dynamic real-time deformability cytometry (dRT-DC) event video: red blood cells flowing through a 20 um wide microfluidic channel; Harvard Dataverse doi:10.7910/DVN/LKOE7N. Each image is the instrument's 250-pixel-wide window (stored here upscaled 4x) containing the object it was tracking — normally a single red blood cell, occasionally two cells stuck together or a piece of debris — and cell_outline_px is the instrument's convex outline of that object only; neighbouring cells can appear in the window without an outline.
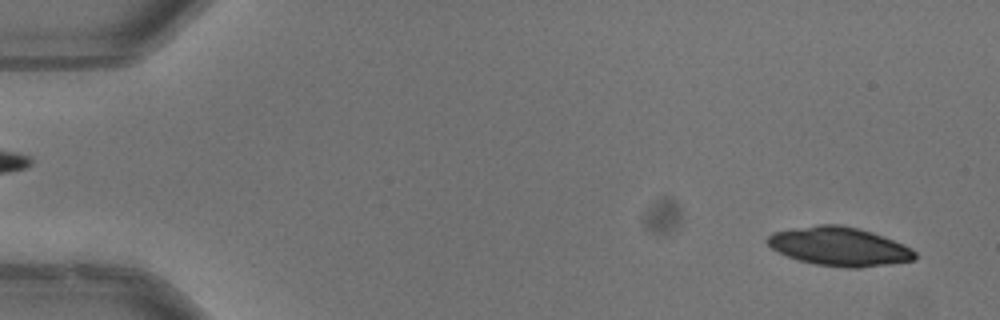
{"species": "common noctule bat (a hibernating species)", "species_latin": "Nyctalus noctula", "temperature_condition": "warm", "stored_images_in_passage": 16, "camera_frame_rate_fps": 3000, "um_per_image_px": 0.085, "animal": {"sex": "male", "body_mass_g": 13.3}, "frame": {"image": 1, "passage_image": 3, "time_ms": 0.667, "image_size_px": [1000, 320], "cell_outline_px": [[916, 260], [860, 268], [848, 268], [816, 264], [800, 260], [788, 256], [772, 248], [764, 240], [772, 232], [820, 224], [840, 224], [860, 228], [884, 236], [912, 248], [916, 252]], "centroid_in_image_um": [71.37, 20.94], "position_along_channel_um": 13.6, "area_um2": 33.29}}